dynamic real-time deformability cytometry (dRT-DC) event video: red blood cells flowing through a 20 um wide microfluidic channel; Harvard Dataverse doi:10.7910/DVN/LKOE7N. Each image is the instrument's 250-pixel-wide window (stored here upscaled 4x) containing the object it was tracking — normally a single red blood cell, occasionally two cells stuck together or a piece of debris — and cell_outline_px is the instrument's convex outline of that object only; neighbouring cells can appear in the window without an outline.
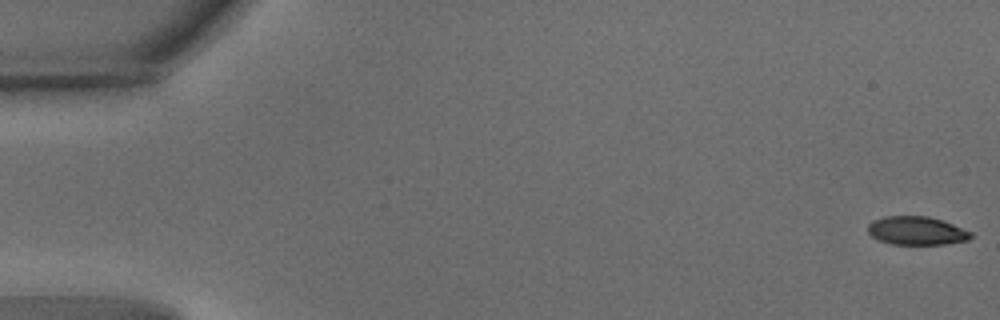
{"species": "common noctule bat (a hibernating species)", "species_latin": "Nyctalus noctula", "temperature_condition": "warm", "stored_images_in_passage": 55, "camera_frame_rate_fps": 3000, "um_per_image_px": 0.085, "animal": {"sex": "male", "body_mass_g": 15.6}, "frame": {"image": 1, "passage_image": 1, "time_ms": 0.0, "image_size_px": [1000, 320], "cell_outline_px": [[972, 236], [968, 240], [944, 244], [892, 244], [880, 240], [872, 236], [868, 232], [868, 224], [872, 220], [884, 216], [928, 216], [952, 224], [972, 232]], "centroid_in_image_um": [77.89, 19.6], "position_along_channel_um": 7.1, "area_um2": 16.94}}
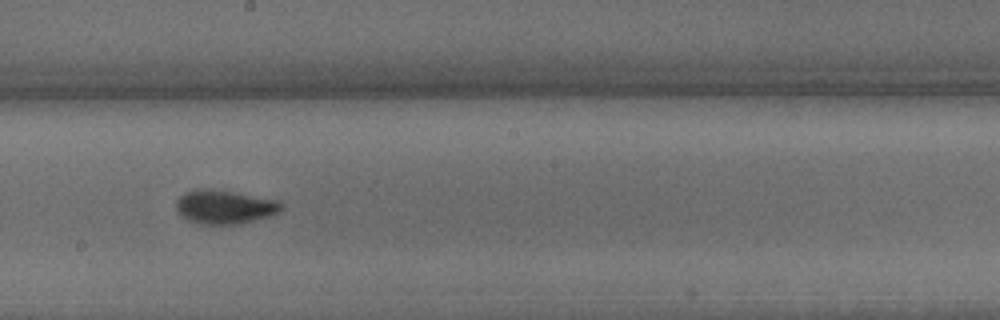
{"frame": {"image": 2, "passage_image": 31, "time_ms": 10.0, "image_size_px": [1000, 320], "cell_outline_px": [[284, 208], [280, 212], [268, 216], [240, 224], [200, 224], [188, 220], [176, 208], [176, 200], [184, 192], [196, 188], [200, 188], [232, 192], [280, 200], [284, 204]], "centroid_in_image_um": [19.13, 17.58], "position_along_channel_um": 229.1, "area_um2": 20.69}}
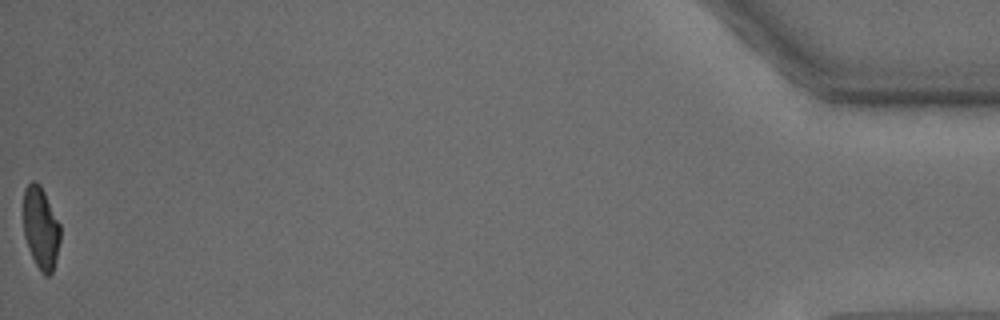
{"frame": {"image": 3, "passage_image": 55, "time_ms": 18.0, "image_size_px": [1000, 320], "cell_outline_px": [[60, 240], [52, 272], [48, 276], [44, 276], [40, 272], [32, 256], [24, 236], [24, 188], [32, 180], [36, 180], [40, 184], [60, 224]], "centroid_in_image_um": [3.46, 19.36], "position_along_channel_um": 431.7, "area_um2": 17.51}, "authors_computed_cell_mechanics": {"area_um2": 19.2474, "velocity_mm_per_s": 3.7358, "shape_relaxation_time_tau1_ms": 4.0172, "shape_relaxation_time_tau2_ms": 0.8215, "deformation_change_tau1": 0.1516, "deformation_change_tau2": 0.0648}}